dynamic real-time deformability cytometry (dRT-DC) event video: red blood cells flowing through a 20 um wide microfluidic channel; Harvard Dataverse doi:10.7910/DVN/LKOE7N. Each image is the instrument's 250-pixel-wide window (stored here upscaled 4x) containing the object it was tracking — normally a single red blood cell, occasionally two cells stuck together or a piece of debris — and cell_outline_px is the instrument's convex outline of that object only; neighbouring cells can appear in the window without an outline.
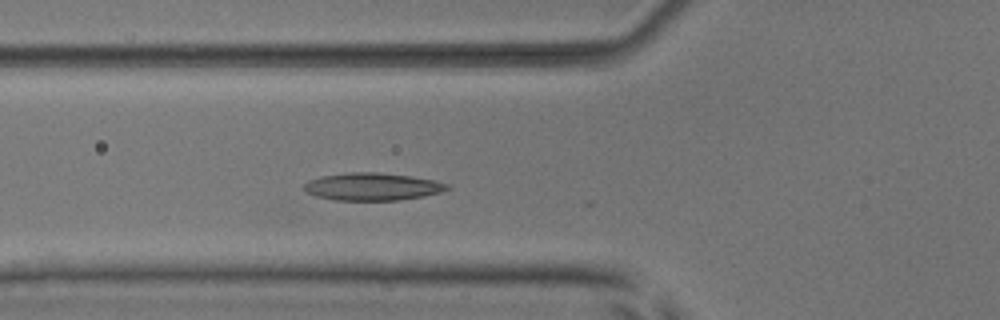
{"species": "common noctule bat (a hibernating species)", "species_latin": "Nyctalus noctula", "temperature_condition": "room temperature", "stored_images_in_passage": 4, "camera_frame_rate_fps": 3000, "um_per_image_px": 0.085, "animal": {"sex": "male", "body_mass_g": 17.9, "forearm_length_mm": 54.2}, "frame": {"image": 1, "passage_image": 4, "time_ms": 4.333, "image_size_px": [1000, 320], "cell_outline_px": [[448, 188], [440, 192], [424, 196], [396, 200], [336, 200], [316, 196], [308, 192], [304, 188], [304, 184], [308, 180], [320, 176], [348, 172], [376, 172], [412, 176], [436, 180], [448, 184]], "centroid_in_image_um": [31.64, 15.85], "position_along_channel_um": 94.2, "area_um2": 22.89}}